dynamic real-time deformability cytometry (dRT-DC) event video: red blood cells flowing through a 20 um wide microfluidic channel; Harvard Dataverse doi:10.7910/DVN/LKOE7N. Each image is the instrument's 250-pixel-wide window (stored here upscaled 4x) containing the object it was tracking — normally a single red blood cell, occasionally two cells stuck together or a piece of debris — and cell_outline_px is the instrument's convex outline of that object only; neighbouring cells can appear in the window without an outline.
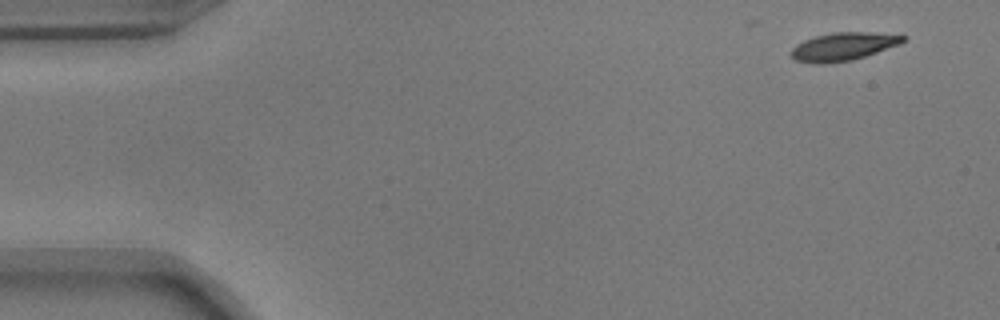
{"species": "common noctule bat (a hibernating species)", "species_latin": "Nyctalus noctula", "temperature_condition": "warm", "stored_images_in_passage": 9, "camera_frame_rate_fps": 3000, "um_per_image_px": 0.085, "animal": {"sex": "male", "body_mass_g": 17.9}, "frame": {"image": 1, "passage_image": 1, "time_ms": 0.0, "image_size_px": [1000, 320], "cell_outline_px": [[908, 40], [900, 44], [852, 60], [824, 64], [812, 64], [796, 60], [788, 52], [796, 44], [804, 40], [816, 36], [832, 32], [876, 32], [908, 36]], "centroid_in_image_um": [71.68, 3.95], "position_along_channel_um": 13.3, "area_um2": 18.5}}